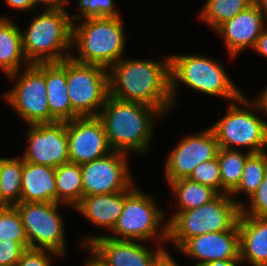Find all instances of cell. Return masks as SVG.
I'll return each instance as SVG.
<instances>
[{
  "mask_svg": "<svg viewBox=\"0 0 267 266\" xmlns=\"http://www.w3.org/2000/svg\"><path fill=\"white\" fill-rule=\"evenodd\" d=\"M67 12L44 9L21 32L23 52L30 64L60 62L72 56L66 51L72 48L74 19Z\"/></svg>",
  "mask_w": 267,
  "mask_h": 266,
  "instance_id": "4",
  "label": "cell"
},
{
  "mask_svg": "<svg viewBox=\"0 0 267 266\" xmlns=\"http://www.w3.org/2000/svg\"><path fill=\"white\" fill-rule=\"evenodd\" d=\"M46 97L51 116L57 122L72 120L66 83V59L60 62L45 63Z\"/></svg>",
  "mask_w": 267,
  "mask_h": 266,
  "instance_id": "22",
  "label": "cell"
},
{
  "mask_svg": "<svg viewBox=\"0 0 267 266\" xmlns=\"http://www.w3.org/2000/svg\"><path fill=\"white\" fill-rule=\"evenodd\" d=\"M69 160L79 165L103 158L111 149L98 117H78L66 122Z\"/></svg>",
  "mask_w": 267,
  "mask_h": 266,
  "instance_id": "15",
  "label": "cell"
},
{
  "mask_svg": "<svg viewBox=\"0 0 267 266\" xmlns=\"http://www.w3.org/2000/svg\"><path fill=\"white\" fill-rule=\"evenodd\" d=\"M50 255L54 254L56 257L61 256L50 250L45 249H33L27 248L24 253L22 254L20 260L17 262L16 266H51Z\"/></svg>",
  "mask_w": 267,
  "mask_h": 266,
  "instance_id": "35",
  "label": "cell"
},
{
  "mask_svg": "<svg viewBox=\"0 0 267 266\" xmlns=\"http://www.w3.org/2000/svg\"><path fill=\"white\" fill-rule=\"evenodd\" d=\"M23 159L0 158L1 204L14 206L21 202Z\"/></svg>",
  "mask_w": 267,
  "mask_h": 266,
  "instance_id": "26",
  "label": "cell"
},
{
  "mask_svg": "<svg viewBox=\"0 0 267 266\" xmlns=\"http://www.w3.org/2000/svg\"><path fill=\"white\" fill-rule=\"evenodd\" d=\"M127 158L126 153L112 151L103 158L82 164L83 197L128 190L134 180Z\"/></svg>",
  "mask_w": 267,
  "mask_h": 266,
  "instance_id": "12",
  "label": "cell"
},
{
  "mask_svg": "<svg viewBox=\"0 0 267 266\" xmlns=\"http://www.w3.org/2000/svg\"><path fill=\"white\" fill-rule=\"evenodd\" d=\"M54 202H20L14 206L20 213L29 248L45 249L65 255L64 220Z\"/></svg>",
  "mask_w": 267,
  "mask_h": 266,
  "instance_id": "11",
  "label": "cell"
},
{
  "mask_svg": "<svg viewBox=\"0 0 267 266\" xmlns=\"http://www.w3.org/2000/svg\"><path fill=\"white\" fill-rule=\"evenodd\" d=\"M125 191L84 196L74 209L90 222L112 231L123 210Z\"/></svg>",
  "mask_w": 267,
  "mask_h": 266,
  "instance_id": "20",
  "label": "cell"
},
{
  "mask_svg": "<svg viewBox=\"0 0 267 266\" xmlns=\"http://www.w3.org/2000/svg\"><path fill=\"white\" fill-rule=\"evenodd\" d=\"M249 199L250 205L248 207L242 205L240 213L248 216L267 217V173L260 186Z\"/></svg>",
  "mask_w": 267,
  "mask_h": 266,
  "instance_id": "33",
  "label": "cell"
},
{
  "mask_svg": "<svg viewBox=\"0 0 267 266\" xmlns=\"http://www.w3.org/2000/svg\"><path fill=\"white\" fill-rule=\"evenodd\" d=\"M79 12L72 16L75 20H82L83 18H97V17H121V14L115 9L113 0H79Z\"/></svg>",
  "mask_w": 267,
  "mask_h": 266,
  "instance_id": "32",
  "label": "cell"
},
{
  "mask_svg": "<svg viewBox=\"0 0 267 266\" xmlns=\"http://www.w3.org/2000/svg\"><path fill=\"white\" fill-rule=\"evenodd\" d=\"M66 83L72 105V120L97 117L109 95L108 69L80 63L69 57L66 59Z\"/></svg>",
  "mask_w": 267,
  "mask_h": 266,
  "instance_id": "9",
  "label": "cell"
},
{
  "mask_svg": "<svg viewBox=\"0 0 267 266\" xmlns=\"http://www.w3.org/2000/svg\"><path fill=\"white\" fill-rule=\"evenodd\" d=\"M240 261L267 266V217L240 213L238 218Z\"/></svg>",
  "mask_w": 267,
  "mask_h": 266,
  "instance_id": "19",
  "label": "cell"
},
{
  "mask_svg": "<svg viewBox=\"0 0 267 266\" xmlns=\"http://www.w3.org/2000/svg\"><path fill=\"white\" fill-rule=\"evenodd\" d=\"M83 243L81 245H89L110 266H152L164 249L160 245L153 251L142 241L118 240L107 235L85 236Z\"/></svg>",
  "mask_w": 267,
  "mask_h": 266,
  "instance_id": "16",
  "label": "cell"
},
{
  "mask_svg": "<svg viewBox=\"0 0 267 266\" xmlns=\"http://www.w3.org/2000/svg\"><path fill=\"white\" fill-rule=\"evenodd\" d=\"M177 199L179 211L196 209L213 200L219 193L213 188L188 178L178 179L168 184Z\"/></svg>",
  "mask_w": 267,
  "mask_h": 266,
  "instance_id": "25",
  "label": "cell"
},
{
  "mask_svg": "<svg viewBox=\"0 0 267 266\" xmlns=\"http://www.w3.org/2000/svg\"><path fill=\"white\" fill-rule=\"evenodd\" d=\"M57 203L75 207L83 198L81 165L67 162L55 168Z\"/></svg>",
  "mask_w": 267,
  "mask_h": 266,
  "instance_id": "24",
  "label": "cell"
},
{
  "mask_svg": "<svg viewBox=\"0 0 267 266\" xmlns=\"http://www.w3.org/2000/svg\"><path fill=\"white\" fill-rule=\"evenodd\" d=\"M29 126L24 161L54 168L70 162L66 122Z\"/></svg>",
  "mask_w": 267,
  "mask_h": 266,
  "instance_id": "14",
  "label": "cell"
},
{
  "mask_svg": "<svg viewBox=\"0 0 267 266\" xmlns=\"http://www.w3.org/2000/svg\"><path fill=\"white\" fill-rule=\"evenodd\" d=\"M0 186H1V181H0ZM0 204H1V190H0Z\"/></svg>",
  "mask_w": 267,
  "mask_h": 266,
  "instance_id": "44",
  "label": "cell"
},
{
  "mask_svg": "<svg viewBox=\"0 0 267 266\" xmlns=\"http://www.w3.org/2000/svg\"><path fill=\"white\" fill-rule=\"evenodd\" d=\"M240 206L229 194L189 211L176 212L168 221V242L178 250L188 239L205 233L231 230L238 222Z\"/></svg>",
  "mask_w": 267,
  "mask_h": 266,
  "instance_id": "6",
  "label": "cell"
},
{
  "mask_svg": "<svg viewBox=\"0 0 267 266\" xmlns=\"http://www.w3.org/2000/svg\"><path fill=\"white\" fill-rule=\"evenodd\" d=\"M250 154L248 151L242 153L239 149L219 148L217 159L221 173L222 194H230L238 186L245 161Z\"/></svg>",
  "mask_w": 267,
  "mask_h": 266,
  "instance_id": "27",
  "label": "cell"
},
{
  "mask_svg": "<svg viewBox=\"0 0 267 266\" xmlns=\"http://www.w3.org/2000/svg\"><path fill=\"white\" fill-rule=\"evenodd\" d=\"M28 243L20 213L15 206L0 204V240Z\"/></svg>",
  "mask_w": 267,
  "mask_h": 266,
  "instance_id": "30",
  "label": "cell"
},
{
  "mask_svg": "<svg viewBox=\"0 0 267 266\" xmlns=\"http://www.w3.org/2000/svg\"><path fill=\"white\" fill-rule=\"evenodd\" d=\"M238 263H242L240 260H215L200 266H238Z\"/></svg>",
  "mask_w": 267,
  "mask_h": 266,
  "instance_id": "42",
  "label": "cell"
},
{
  "mask_svg": "<svg viewBox=\"0 0 267 266\" xmlns=\"http://www.w3.org/2000/svg\"><path fill=\"white\" fill-rule=\"evenodd\" d=\"M76 21L80 24L73 23L72 47H76L79 54L71 56L75 61L109 69L124 58L125 33L121 17Z\"/></svg>",
  "mask_w": 267,
  "mask_h": 266,
  "instance_id": "3",
  "label": "cell"
},
{
  "mask_svg": "<svg viewBox=\"0 0 267 266\" xmlns=\"http://www.w3.org/2000/svg\"><path fill=\"white\" fill-rule=\"evenodd\" d=\"M97 116L103 123L113 151L128 154L149 152L154 119L163 114L144 103L122 101L110 95Z\"/></svg>",
  "mask_w": 267,
  "mask_h": 266,
  "instance_id": "2",
  "label": "cell"
},
{
  "mask_svg": "<svg viewBox=\"0 0 267 266\" xmlns=\"http://www.w3.org/2000/svg\"><path fill=\"white\" fill-rule=\"evenodd\" d=\"M254 0H207L199 12V18L216 30L225 21L247 9Z\"/></svg>",
  "mask_w": 267,
  "mask_h": 266,
  "instance_id": "29",
  "label": "cell"
},
{
  "mask_svg": "<svg viewBox=\"0 0 267 266\" xmlns=\"http://www.w3.org/2000/svg\"><path fill=\"white\" fill-rule=\"evenodd\" d=\"M109 95L144 103L165 114L173 107L170 59L164 61L122 58L108 69Z\"/></svg>",
  "mask_w": 267,
  "mask_h": 266,
  "instance_id": "1",
  "label": "cell"
},
{
  "mask_svg": "<svg viewBox=\"0 0 267 266\" xmlns=\"http://www.w3.org/2000/svg\"><path fill=\"white\" fill-rule=\"evenodd\" d=\"M29 243L0 240V266H16Z\"/></svg>",
  "mask_w": 267,
  "mask_h": 266,
  "instance_id": "34",
  "label": "cell"
},
{
  "mask_svg": "<svg viewBox=\"0 0 267 266\" xmlns=\"http://www.w3.org/2000/svg\"><path fill=\"white\" fill-rule=\"evenodd\" d=\"M257 106V110L266 113L267 115V87L260 93L257 99L252 100Z\"/></svg>",
  "mask_w": 267,
  "mask_h": 266,
  "instance_id": "41",
  "label": "cell"
},
{
  "mask_svg": "<svg viewBox=\"0 0 267 266\" xmlns=\"http://www.w3.org/2000/svg\"><path fill=\"white\" fill-rule=\"evenodd\" d=\"M170 59V92L175 102L179 82L201 93L234 101L243 94L234 86L223 65L206 56L173 55Z\"/></svg>",
  "mask_w": 267,
  "mask_h": 266,
  "instance_id": "5",
  "label": "cell"
},
{
  "mask_svg": "<svg viewBox=\"0 0 267 266\" xmlns=\"http://www.w3.org/2000/svg\"><path fill=\"white\" fill-rule=\"evenodd\" d=\"M30 65L22 48L21 30L7 17L0 16V69L6 76Z\"/></svg>",
  "mask_w": 267,
  "mask_h": 266,
  "instance_id": "23",
  "label": "cell"
},
{
  "mask_svg": "<svg viewBox=\"0 0 267 266\" xmlns=\"http://www.w3.org/2000/svg\"><path fill=\"white\" fill-rule=\"evenodd\" d=\"M7 5L18 11H27L35 7L34 0H5Z\"/></svg>",
  "mask_w": 267,
  "mask_h": 266,
  "instance_id": "37",
  "label": "cell"
},
{
  "mask_svg": "<svg viewBox=\"0 0 267 266\" xmlns=\"http://www.w3.org/2000/svg\"><path fill=\"white\" fill-rule=\"evenodd\" d=\"M219 145L211 128L183 137L168 155L165 162V178L169 183L188 178L193 169L217 157Z\"/></svg>",
  "mask_w": 267,
  "mask_h": 266,
  "instance_id": "13",
  "label": "cell"
},
{
  "mask_svg": "<svg viewBox=\"0 0 267 266\" xmlns=\"http://www.w3.org/2000/svg\"><path fill=\"white\" fill-rule=\"evenodd\" d=\"M267 173V152L251 153L244 165L238 186L229 194L241 207L243 204L233 196L245 192L248 198L257 190Z\"/></svg>",
  "mask_w": 267,
  "mask_h": 266,
  "instance_id": "28",
  "label": "cell"
},
{
  "mask_svg": "<svg viewBox=\"0 0 267 266\" xmlns=\"http://www.w3.org/2000/svg\"><path fill=\"white\" fill-rule=\"evenodd\" d=\"M177 251L197 260L195 266L215 260H240L238 224L231 230L192 237Z\"/></svg>",
  "mask_w": 267,
  "mask_h": 266,
  "instance_id": "17",
  "label": "cell"
},
{
  "mask_svg": "<svg viewBox=\"0 0 267 266\" xmlns=\"http://www.w3.org/2000/svg\"><path fill=\"white\" fill-rule=\"evenodd\" d=\"M85 248L88 247L89 253L91 254L89 260L85 266H110L104 259H102L89 245H83Z\"/></svg>",
  "mask_w": 267,
  "mask_h": 266,
  "instance_id": "40",
  "label": "cell"
},
{
  "mask_svg": "<svg viewBox=\"0 0 267 266\" xmlns=\"http://www.w3.org/2000/svg\"><path fill=\"white\" fill-rule=\"evenodd\" d=\"M156 205L152 196L145 194L133 184L125 190L123 210L111 231V234L115 235L107 237L144 242L158 235L157 241L167 242L168 223L163 224L164 213ZM161 223L164 225L162 228Z\"/></svg>",
  "mask_w": 267,
  "mask_h": 266,
  "instance_id": "8",
  "label": "cell"
},
{
  "mask_svg": "<svg viewBox=\"0 0 267 266\" xmlns=\"http://www.w3.org/2000/svg\"><path fill=\"white\" fill-rule=\"evenodd\" d=\"M254 2L258 5L260 12L267 21V0H254Z\"/></svg>",
  "mask_w": 267,
  "mask_h": 266,
  "instance_id": "43",
  "label": "cell"
},
{
  "mask_svg": "<svg viewBox=\"0 0 267 266\" xmlns=\"http://www.w3.org/2000/svg\"><path fill=\"white\" fill-rule=\"evenodd\" d=\"M8 78L16 80V85L4 98L23 121L29 125L57 122L50 114L46 97L45 63L30 64L22 73L19 70Z\"/></svg>",
  "mask_w": 267,
  "mask_h": 266,
  "instance_id": "10",
  "label": "cell"
},
{
  "mask_svg": "<svg viewBox=\"0 0 267 266\" xmlns=\"http://www.w3.org/2000/svg\"><path fill=\"white\" fill-rule=\"evenodd\" d=\"M188 179L207 185L222 194L221 173L217 157L197 165Z\"/></svg>",
  "mask_w": 267,
  "mask_h": 266,
  "instance_id": "31",
  "label": "cell"
},
{
  "mask_svg": "<svg viewBox=\"0 0 267 266\" xmlns=\"http://www.w3.org/2000/svg\"><path fill=\"white\" fill-rule=\"evenodd\" d=\"M263 14L254 2L232 19L225 21L215 31L224 38L230 57H235L245 48L254 49L256 42L266 27Z\"/></svg>",
  "mask_w": 267,
  "mask_h": 266,
  "instance_id": "18",
  "label": "cell"
},
{
  "mask_svg": "<svg viewBox=\"0 0 267 266\" xmlns=\"http://www.w3.org/2000/svg\"><path fill=\"white\" fill-rule=\"evenodd\" d=\"M21 202L57 203L55 168L23 160Z\"/></svg>",
  "mask_w": 267,
  "mask_h": 266,
  "instance_id": "21",
  "label": "cell"
},
{
  "mask_svg": "<svg viewBox=\"0 0 267 266\" xmlns=\"http://www.w3.org/2000/svg\"><path fill=\"white\" fill-rule=\"evenodd\" d=\"M35 7L37 8L38 3L45 4L46 10H66L65 5L69 3L68 0H34Z\"/></svg>",
  "mask_w": 267,
  "mask_h": 266,
  "instance_id": "38",
  "label": "cell"
},
{
  "mask_svg": "<svg viewBox=\"0 0 267 266\" xmlns=\"http://www.w3.org/2000/svg\"><path fill=\"white\" fill-rule=\"evenodd\" d=\"M164 249L156 256L152 266H179L172 255Z\"/></svg>",
  "mask_w": 267,
  "mask_h": 266,
  "instance_id": "36",
  "label": "cell"
},
{
  "mask_svg": "<svg viewBox=\"0 0 267 266\" xmlns=\"http://www.w3.org/2000/svg\"><path fill=\"white\" fill-rule=\"evenodd\" d=\"M253 50L267 58V27L263 29Z\"/></svg>",
  "mask_w": 267,
  "mask_h": 266,
  "instance_id": "39",
  "label": "cell"
},
{
  "mask_svg": "<svg viewBox=\"0 0 267 266\" xmlns=\"http://www.w3.org/2000/svg\"><path fill=\"white\" fill-rule=\"evenodd\" d=\"M241 104L246 105L243 106L245 108ZM256 108L255 103L247 100L244 95L229 103L225 116L210 127L215 133L219 148L236 150L235 146H246L249 147V153L265 151L267 121L252 112Z\"/></svg>",
  "mask_w": 267,
  "mask_h": 266,
  "instance_id": "7",
  "label": "cell"
}]
</instances>
